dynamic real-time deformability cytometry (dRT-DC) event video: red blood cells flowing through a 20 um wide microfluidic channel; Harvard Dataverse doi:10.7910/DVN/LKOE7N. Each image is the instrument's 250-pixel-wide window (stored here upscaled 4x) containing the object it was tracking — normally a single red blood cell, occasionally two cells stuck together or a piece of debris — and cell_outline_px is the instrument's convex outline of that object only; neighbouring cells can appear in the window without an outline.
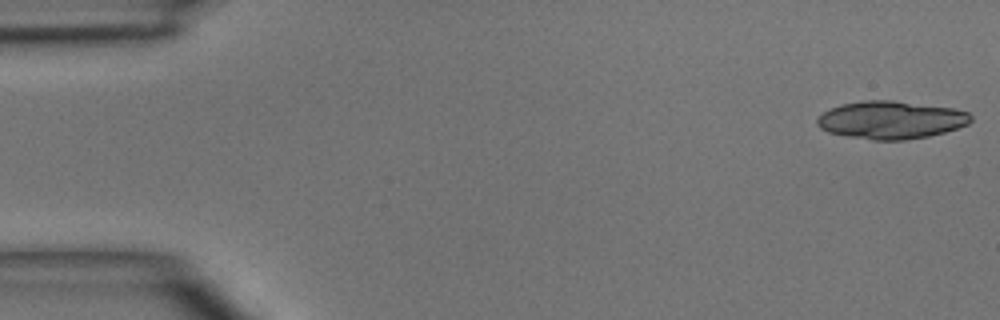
{"species": "common noctule bat (a hibernating species)", "species_latin": "Nyctalus noctula", "temperature_condition": "room temperature", "stored_images_in_passage": 5, "camera_frame_rate_fps": 3000, "um_per_image_px": 0.085, "animal": {"sex": "male", "body_mass_g": 15.6}, "frame": {"image": 1, "passage_image": 1, "time_ms": 0.0, "image_size_px": [1000, 320], "cell_outline_px": [[972, 120], [968, 124], [944, 132], [928, 136], [904, 140], [872, 140], [848, 136], [828, 132], [820, 128], [816, 124], [816, 120], [824, 112], [840, 104], [864, 100], [892, 100], [952, 108], [968, 112], [972, 116]], "centroid_in_image_um": [75.72, 10.19], "position_along_channel_um": 9.3, "area_um2": 33.76}}
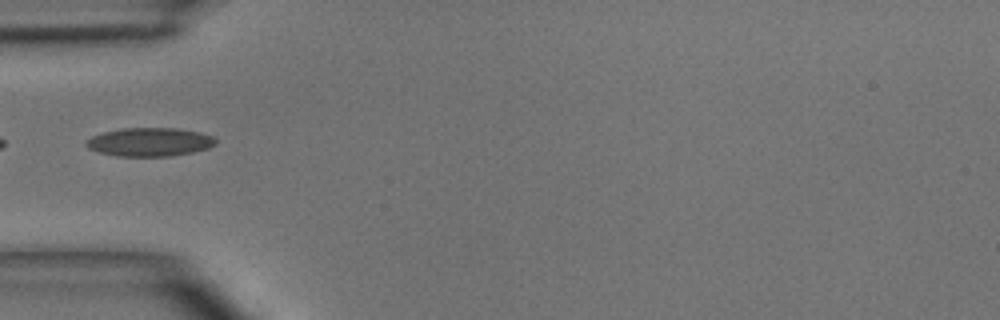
{"frame": {"image": 2, "passage_image": 5, "time_ms": 4.667, "image_size_px": [1000, 320], "cell_outline_px": [[216, 144], [208, 148], [192, 152], [172, 156], [116, 156], [100, 152], [88, 148], [84, 144], [84, 140], [92, 136], [104, 132], [124, 128], [176, 128], [200, 132], [212, 136], [216, 140]], "centroid_in_image_um": [12.71, 12.07], "position_along_channel_um": 72.3, "area_um2": 21.56}}